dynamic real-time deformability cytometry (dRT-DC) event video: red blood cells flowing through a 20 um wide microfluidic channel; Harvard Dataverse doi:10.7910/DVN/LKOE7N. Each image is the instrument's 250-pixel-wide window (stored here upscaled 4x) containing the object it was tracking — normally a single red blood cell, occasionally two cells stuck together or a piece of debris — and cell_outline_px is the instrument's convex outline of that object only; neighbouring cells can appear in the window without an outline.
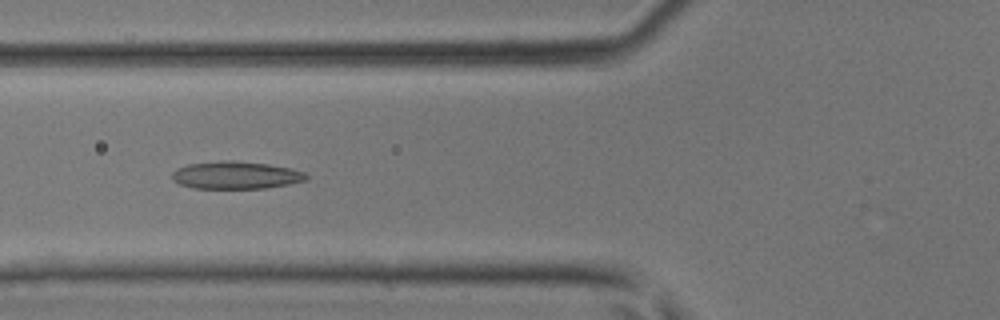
{"species": "common noctule bat (a hibernating species)", "species_latin": "Nyctalus noctula", "temperature_condition": "room temperature", "stored_images_in_passage": 45, "camera_frame_rate_fps": 3000, "um_per_image_px": 0.085, "animal": {"sex": "male", "body_mass_g": 17.9, "forearm_length_mm": 54.2}, "frame": {"image": 1, "passage_image": 18, "time_ms": 5.667, "image_size_px": [1000, 320], "cell_outline_px": [[308, 180], [288, 184], [264, 188], [192, 188], [180, 184], [172, 180], [172, 172], [176, 168], [188, 164], [220, 160], [228, 160], [268, 164], [292, 168], [304, 172], [308, 176]], "centroid_in_image_um": [20.03, 14.88], "position_along_channel_um": 105.8, "area_um2": 21.62}}
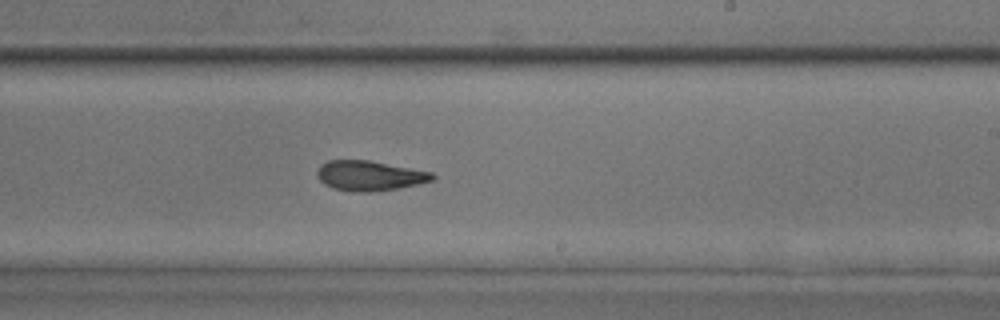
{"frame": {"image": 2, "passage_image": 28, "time_ms": 9.0, "image_size_px": [1000, 320], "cell_outline_px": [[436, 176], [432, 180], [400, 188], [372, 192], [352, 192], [332, 188], [324, 184], [320, 180], [316, 172], [320, 164], [328, 160], [368, 160], [432, 172]], "centroid_in_image_um": [31.38, 14.94], "position_along_channel_um": 257.6, "area_um2": 20.17}}
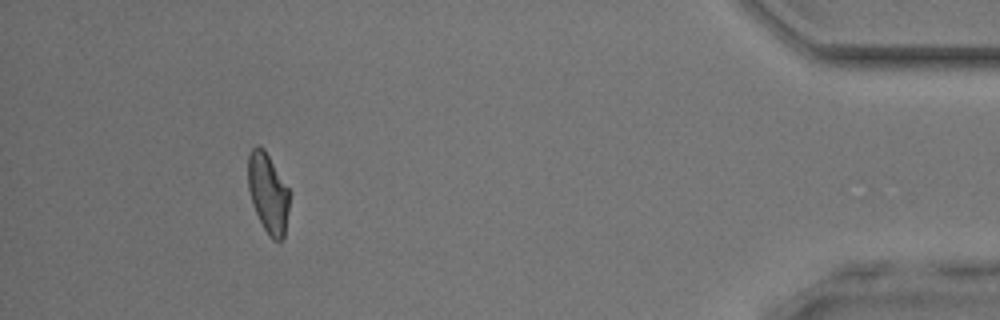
{"frame": {"image": 3, "passage_image": 42, "time_ms": 13.667, "image_size_px": [1000, 320], "cell_outline_px": [[292, 192], [284, 240], [280, 244], [272, 240], [268, 236], [252, 204], [248, 188], [248, 156], [252, 148], [256, 144], [260, 144], [264, 148]], "centroid_in_image_um": [22.83, 16.44], "position_along_channel_um": 412.4, "area_um2": 20.06}}